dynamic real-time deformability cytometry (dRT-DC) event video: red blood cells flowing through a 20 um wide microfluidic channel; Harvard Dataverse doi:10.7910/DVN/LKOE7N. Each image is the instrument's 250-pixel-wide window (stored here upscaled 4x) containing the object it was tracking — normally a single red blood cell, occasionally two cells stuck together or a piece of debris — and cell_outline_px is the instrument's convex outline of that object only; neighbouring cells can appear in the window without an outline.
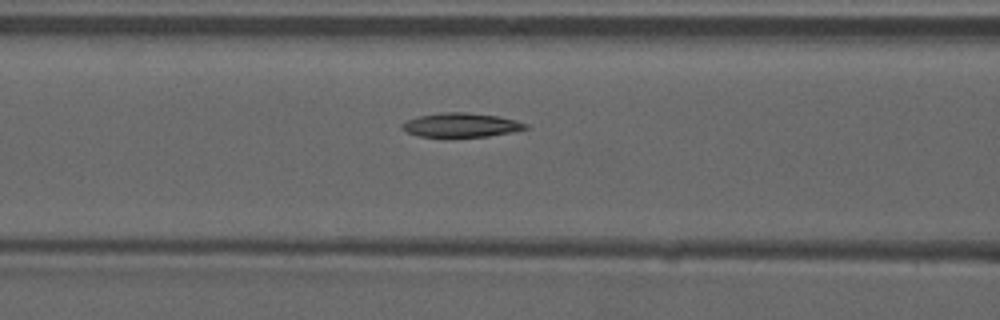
{"species": "common noctule bat (a hibernating species)", "species_latin": "Nyctalus noctula", "temperature_condition": "warm", "stored_images_in_passage": 28, "camera_frame_rate_fps": 3000, "um_per_image_px": 0.085, "animal": {"sex": "male", "forearm_length_mm": 52.5}, "frame": {"image": 1, "passage_image": 23, "time_ms": 7.333, "image_size_px": [1000, 320], "cell_outline_px": [[528, 128], [512, 132], [488, 136], [448, 140], [444, 140], [420, 136], [408, 132], [400, 128], [400, 124], [408, 120], [420, 116], [440, 112], [464, 112], [500, 116], [516, 120], [528, 124]], "centroid_in_image_um": [39.16, 10.67], "position_along_channel_um": 127.4, "area_um2": 18.21}}
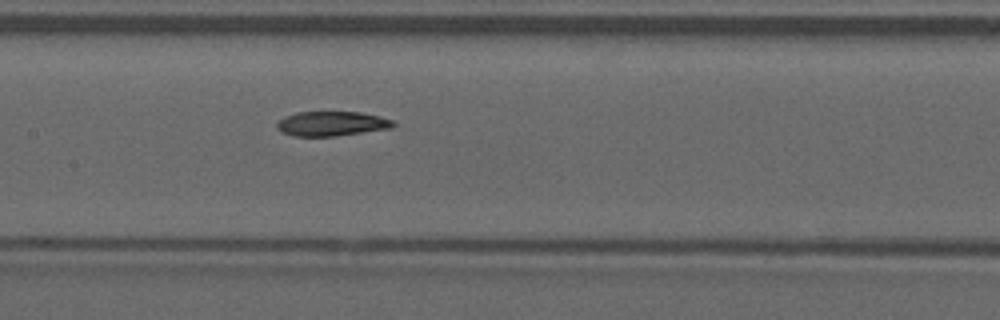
{"frame": {"image": 2, "passage_image": 27, "time_ms": 8.667, "image_size_px": [1000, 320], "cell_outline_px": [[396, 124], [392, 128], [332, 136], [292, 136], [280, 132], [276, 128], [276, 124], [284, 116], [296, 112], [360, 112], [380, 116], [392, 120]], "centroid_in_image_um": [28.16, 10.51], "position_along_channel_um": 179.2, "area_um2": 16.7}}